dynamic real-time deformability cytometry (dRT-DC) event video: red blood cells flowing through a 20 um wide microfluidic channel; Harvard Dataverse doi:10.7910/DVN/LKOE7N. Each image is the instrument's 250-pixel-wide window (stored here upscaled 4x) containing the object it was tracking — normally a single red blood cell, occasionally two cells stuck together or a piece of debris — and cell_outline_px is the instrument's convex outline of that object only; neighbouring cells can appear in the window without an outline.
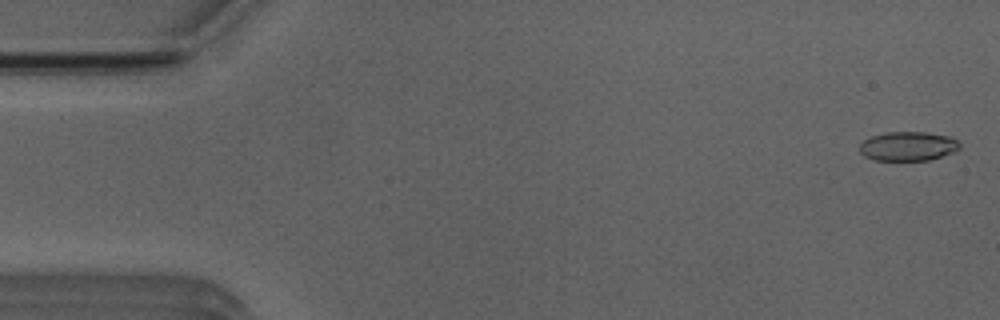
{"species": "Egyptian fruit bat (a non-hibernating species)", "species_latin": "Rousettus aegyptiacus", "temperature_condition": "room temperature", "stored_images_in_passage": 45, "camera_frame_rate_fps": 3000, "um_per_image_px": 0.085, "animal": {"sex": "male"}, "frame": {"image": 1, "passage_image": 2, "time_ms": 0.333, "image_size_px": [1000, 320], "cell_outline_px": [[960, 148], [952, 152], [928, 160], [872, 160], [864, 156], [860, 152], [860, 144], [864, 140], [872, 136], [888, 132], [928, 132], [952, 136], [960, 144]], "centroid_in_image_um": [77.18, 12.42], "position_along_channel_um": 7.8, "area_um2": 16.99}}
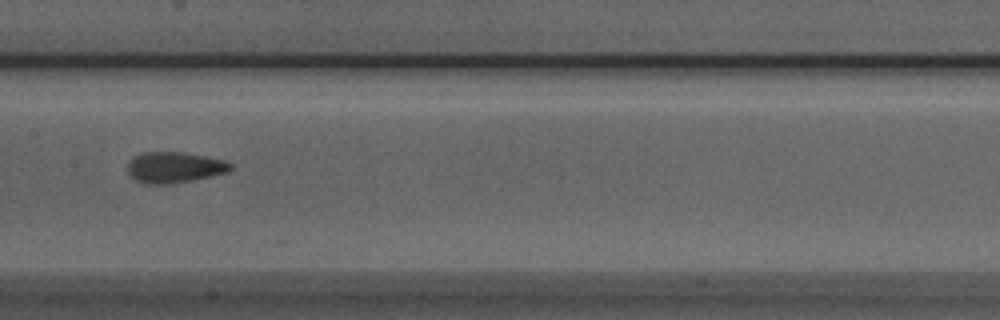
{"frame": {"image": 2, "passage_image": 26, "time_ms": 8.333, "image_size_px": [1000, 320], "cell_outline_px": [[232, 168], [228, 172], [192, 180], [168, 184], [144, 184], [136, 180], [128, 172], [128, 164], [132, 156], [144, 152], [184, 152], [224, 160], [232, 164]], "centroid_in_image_um": [14.81, 14.22], "position_along_channel_um": 192.6, "area_um2": 18.5}}
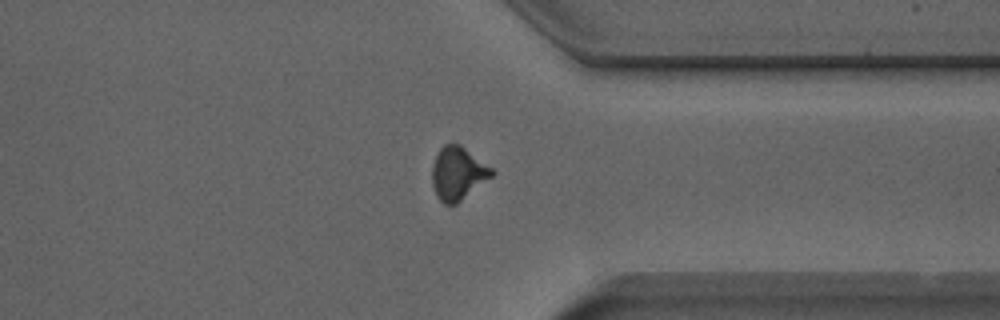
{"frame": {"image": 3, "passage_image": 40, "time_ms": 13.0, "image_size_px": [1000, 320], "cell_outline_px": [[496, 172], [492, 176], [456, 204], [444, 204], [436, 196], [432, 184], [432, 164], [440, 148], [444, 144], [460, 144], [492, 168]], "centroid_in_image_um": [38.9, 14.73], "position_along_channel_um": 372.5, "area_um2": 18.32}, "authors_computed_cell_mechanics": {"area_um2": 17.8024, "velocity_mm_per_s": 3.9532, "shape_relaxation_time_tau1_ms": 4.0554, "shape_relaxation_time_tau2_ms": 1.6817, "deformation_change_tau1": 0.1502, "deformation_change_tau2": 0.098}}